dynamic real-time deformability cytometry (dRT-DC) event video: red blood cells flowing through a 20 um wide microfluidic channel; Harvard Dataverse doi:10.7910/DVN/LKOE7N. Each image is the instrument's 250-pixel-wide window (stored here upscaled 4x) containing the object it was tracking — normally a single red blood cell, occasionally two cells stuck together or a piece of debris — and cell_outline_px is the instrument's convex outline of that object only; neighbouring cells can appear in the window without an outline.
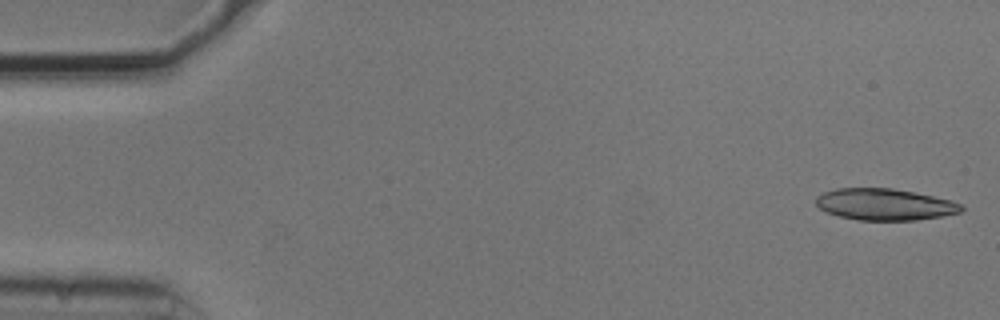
{"species": "common noctule bat (a hibernating species)", "species_latin": "Nyctalus noctula", "temperature_condition": "cold", "stored_images_in_passage": 33, "camera_frame_rate_fps": 3000, "um_per_image_px": 0.085, "animal": {"sex": "male", "body_mass_g": 20.5, "forearm_length_mm": 52.5}, "frame": {"image": 1, "passage_image": 1, "time_ms": 0.0, "image_size_px": [1000, 320], "cell_outline_px": [[964, 208], [960, 212], [940, 216], [916, 220], [856, 220], [840, 216], [828, 212], [820, 208], [816, 204], [816, 196], [824, 192], [836, 188], [892, 188], [952, 200], [960, 204]], "centroid_in_image_um": [75.18, 17.37], "position_along_channel_um": 9.8, "area_um2": 26.53}}
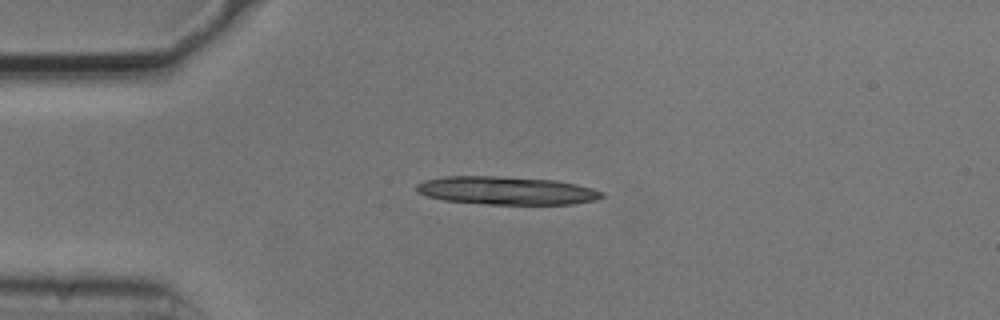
{"frame": {"image": 2, "passage_image": 12, "time_ms": 3.667, "image_size_px": [1000, 320], "cell_outline_px": [[604, 196], [596, 200], [572, 204], [488, 204], [444, 200], [428, 196], [416, 192], [416, 184], [424, 180], [444, 176], [500, 176], [556, 180], [576, 184], [592, 188], [604, 192]], "centroid_in_image_um": [43.05, 16.19], "position_along_channel_um": 42.0, "area_um2": 30.46}}
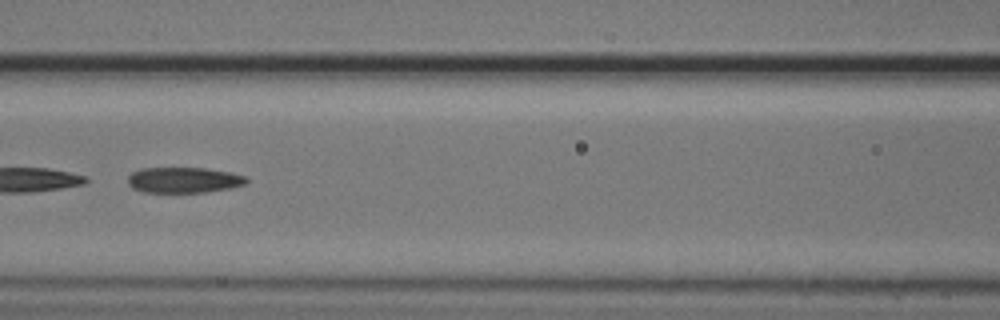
{"frame": {"image": 3, "passage_image": 23, "time_ms": 7.333, "image_size_px": [1000, 320], "cell_outline_px": [[248, 180], [244, 184], [228, 188], [204, 192], [144, 192], [132, 188], [128, 184], [128, 176], [132, 172], [140, 168], [204, 168], [232, 172], [248, 176]], "centroid_in_image_um": [15.61, 15.29], "position_along_channel_um": 151.0, "area_um2": 17.74}}